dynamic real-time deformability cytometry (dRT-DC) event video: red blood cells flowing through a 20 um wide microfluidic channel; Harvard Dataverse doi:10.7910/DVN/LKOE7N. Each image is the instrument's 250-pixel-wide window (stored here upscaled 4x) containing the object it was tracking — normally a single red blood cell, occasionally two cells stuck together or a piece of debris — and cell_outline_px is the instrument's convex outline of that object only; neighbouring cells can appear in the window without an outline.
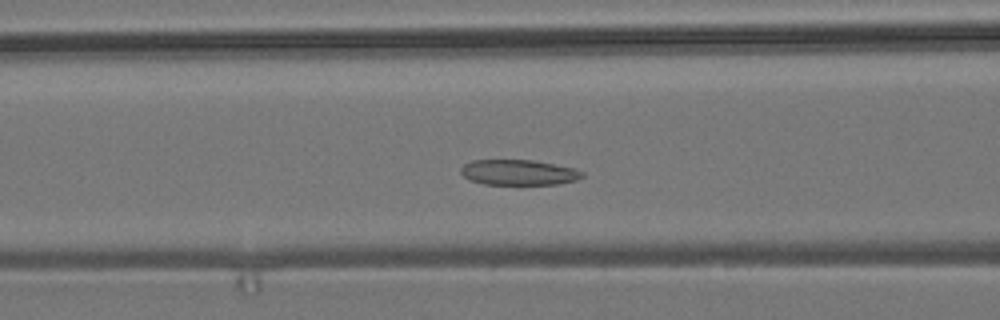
{"species": "common noctule bat (a hibernating species)", "species_latin": "Nyctalus noctula", "temperature_condition": "room temperature", "stored_images_in_passage": 52, "camera_frame_rate_fps": 3000, "um_per_image_px": 0.085, "animal": {"sex": "male", "body_mass_g": 19.2, "forearm_length_mm": 51.8}, "frame": {"image": 1, "passage_image": 19, "time_ms": 6.0, "image_size_px": [1000, 320], "cell_outline_px": [[584, 176], [576, 180], [556, 184], [484, 184], [472, 180], [464, 176], [460, 172], [460, 168], [464, 164], [472, 160], [532, 160], [572, 168], [584, 172]], "centroid_in_image_um": [44.06, 14.65], "position_along_channel_um": 122.5, "area_um2": 17.74}}
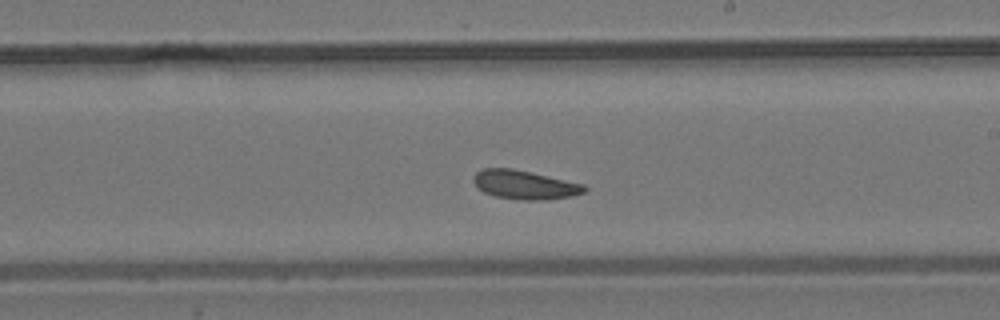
{"frame": {"image": 2, "passage_image": 29, "time_ms": 9.333, "image_size_px": [1000, 320], "cell_outline_px": [[588, 188], [584, 192], [572, 196], [544, 200], [520, 200], [496, 196], [484, 192], [472, 180], [472, 176], [476, 172], [484, 168], [512, 168], [584, 184]], "centroid_in_image_um": [44.6, 15.7], "position_along_channel_um": 244.4, "area_um2": 18.55}}
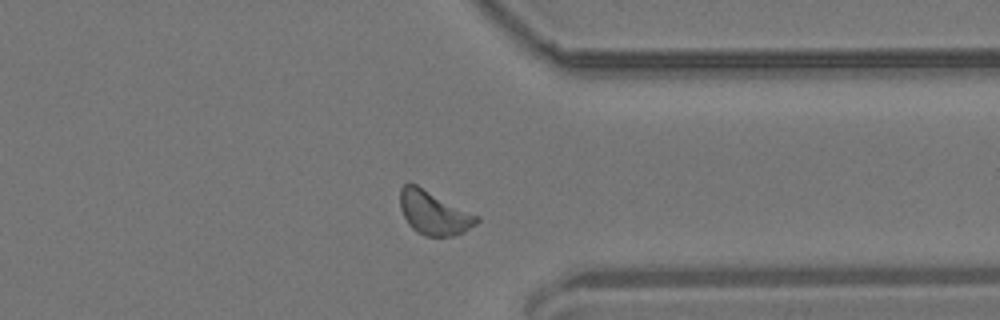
{"frame": {"image": 3, "passage_image": 40, "time_ms": 13.0, "image_size_px": [1000, 320], "cell_outline_px": [[480, 220], [476, 224], [464, 232], [452, 236], [424, 236], [416, 232], [408, 224], [400, 208], [400, 188], [408, 180], [480, 216]], "centroid_in_image_um": [36.87, 18.08], "position_along_channel_um": 374.5, "area_um2": 19.77}, "authors_computed_cell_mechanics": {"area_um2": 18.8717, "velocity_mm_per_s": 3.6631, "shape_relaxation_time_tau1_ms": null, "shape_relaxation_time_tau2_ms": 3.8298, "deformation_change_tau1": null, "deformation_change_tau2": 0.1112}}